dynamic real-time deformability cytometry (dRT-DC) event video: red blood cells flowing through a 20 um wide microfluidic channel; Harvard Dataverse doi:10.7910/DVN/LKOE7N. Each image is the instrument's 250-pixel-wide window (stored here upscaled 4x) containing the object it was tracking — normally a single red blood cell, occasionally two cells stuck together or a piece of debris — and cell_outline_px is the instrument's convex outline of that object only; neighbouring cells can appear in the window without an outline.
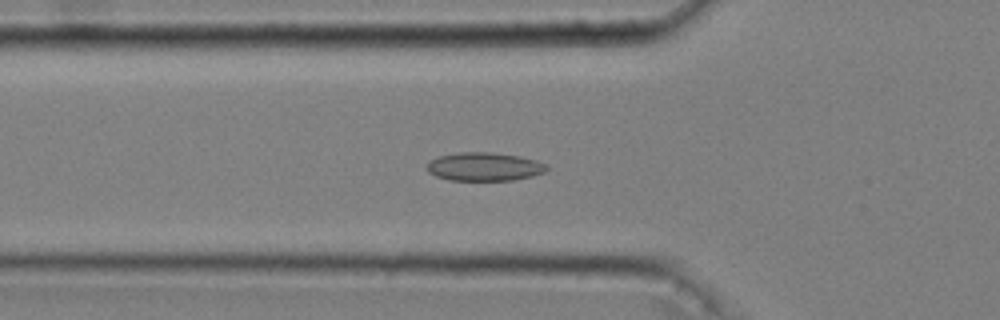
{"species": "common noctule bat (a hibernating species)", "species_latin": "Nyctalus noctula", "temperature_condition": "cold", "stored_images_in_passage": 49, "camera_frame_rate_fps": 3000, "um_per_image_px": 0.085, "animal": {"sex": "male", "body_mass_g": 20.4}, "frame": {"image": 1, "passage_image": 15, "time_ms": 4.667, "image_size_px": [1000, 320], "cell_outline_px": [[548, 168], [544, 172], [532, 176], [512, 180], [448, 180], [436, 176], [428, 172], [428, 160], [440, 156], [460, 152], [492, 152], [520, 156], [536, 160], [548, 164]], "centroid_in_image_um": [41.18, 14.16], "position_along_channel_um": 84.6, "area_um2": 19.88}}
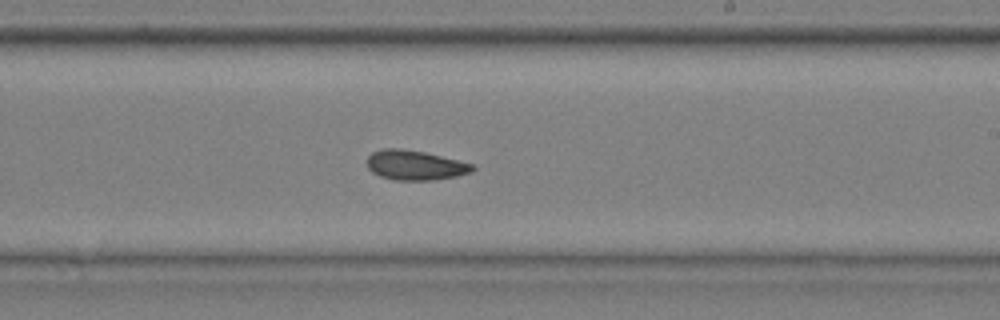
{"frame": {"image": 2, "passage_image": 29, "time_ms": 9.333, "image_size_px": [1000, 320], "cell_outline_px": [[476, 168], [472, 172], [456, 176], [432, 180], [392, 180], [380, 176], [372, 172], [368, 168], [368, 156], [372, 152], [384, 148], [400, 148], [424, 152], [472, 164]], "centroid_in_image_um": [35.26, 14.04], "position_along_channel_um": 253.7, "area_um2": 18.15}}
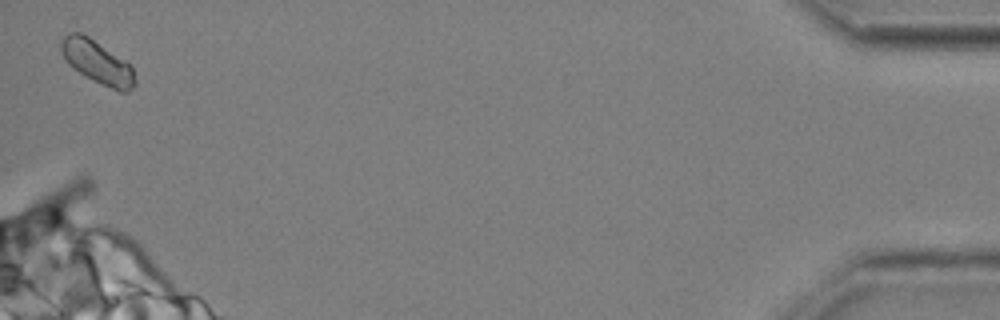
{"frame": {"image": 3, "passage_image": 49, "time_ms": 16.0, "image_size_px": [1000, 320], "cell_outline_px": [[136, 84], [128, 92], [120, 92], [72, 68], [68, 64], [60, 48], [60, 40], [68, 32], [80, 32], [88, 36], [124, 60], [132, 68], [136, 80]], "centroid_in_image_um": [8.25, 5.25], "position_along_channel_um": 426.9, "area_um2": 18.15}, "authors_computed_cell_mechanics": {"area_um2": 18.2648, "velocity_mm_per_s": 3.6212, "shape_relaxation_time_tau1_ms": null, "shape_relaxation_time_tau2_ms": 2.8962, "deformation_change_tau1": null, "deformation_change_tau2": 0.0602}}